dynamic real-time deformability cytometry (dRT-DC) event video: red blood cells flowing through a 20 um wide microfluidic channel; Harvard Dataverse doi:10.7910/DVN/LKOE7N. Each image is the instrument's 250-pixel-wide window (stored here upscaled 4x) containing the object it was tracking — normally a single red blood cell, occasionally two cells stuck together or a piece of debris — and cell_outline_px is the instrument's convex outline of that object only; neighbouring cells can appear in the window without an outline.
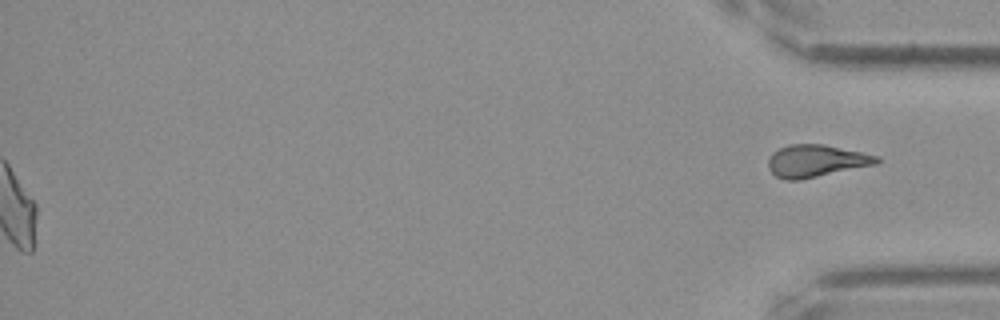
{"species": "Egyptian fruit bat (a non-hibernating species)", "species_latin": "Rousettus aegyptiacus", "temperature_condition": "cold", "stored_images_in_passage": 48, "segment_of_instrument_passage": [2, 2], "camera_frame_rate_fps": 3000, "um_per_image_px": 0.085, "frame": {"image": 1, "passage_image": 48, "time_ms": 15.667, "image_size_px": [1000, 320], "cell_outline_px": [[880, 160], [876, 164], [800, 180], [784, 180], [776, 176], [768, 168], [768, 160], [772, 152], [788, 144], [824, 144], [860, 152], [876, 156]], "centroid_in_image_um": [69.31, 13.68], "position_along_channel_um": 365.9, "area_um2": 20.23}}